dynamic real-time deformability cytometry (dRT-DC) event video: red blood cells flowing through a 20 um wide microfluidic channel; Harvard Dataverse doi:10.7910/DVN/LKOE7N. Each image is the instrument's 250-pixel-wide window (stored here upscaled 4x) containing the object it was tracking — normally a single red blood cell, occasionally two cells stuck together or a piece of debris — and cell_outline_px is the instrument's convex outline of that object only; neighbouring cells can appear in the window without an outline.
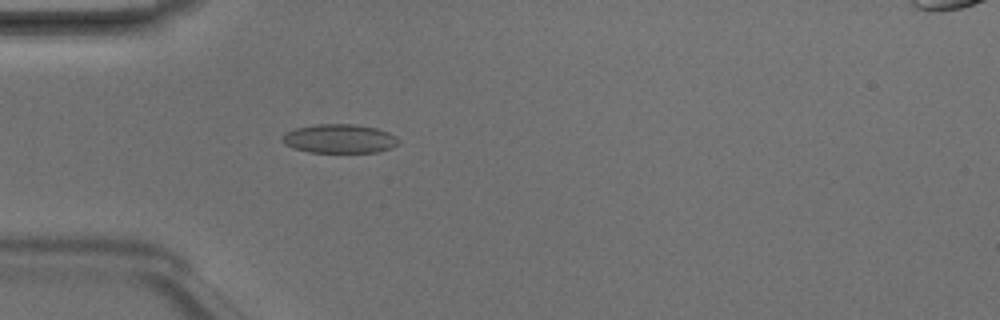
{"species": "Egyptian fruit bat (a non-hibernating species)", "species_latin": "Rousettus aegyptiacus", "temperature_condition": "room temperature", "stored_images_in_passage": 4, "camera_frame_rate_fps": 3000, "um_per_image_px": 0.085, "animal": {"sex": "male"}, "frame": {"image": 1, "passage_image": 4, "time_ms": 1.0, "image_size_px": [1000, 320], "cell_outline_px": [[400, 144], [392, 148], [376, 152], [308, 152], [292, 148], [284, 144], [280, 140], [288, 132], [296, 128], [316, 124], [356, 124], [376, 128], [388, 132], [396, 136], [400, 140]], "centroid_in_image_um": [28.89, 11.79], "position_along_channel_um": 56.1, "area_um2": 19.71}}